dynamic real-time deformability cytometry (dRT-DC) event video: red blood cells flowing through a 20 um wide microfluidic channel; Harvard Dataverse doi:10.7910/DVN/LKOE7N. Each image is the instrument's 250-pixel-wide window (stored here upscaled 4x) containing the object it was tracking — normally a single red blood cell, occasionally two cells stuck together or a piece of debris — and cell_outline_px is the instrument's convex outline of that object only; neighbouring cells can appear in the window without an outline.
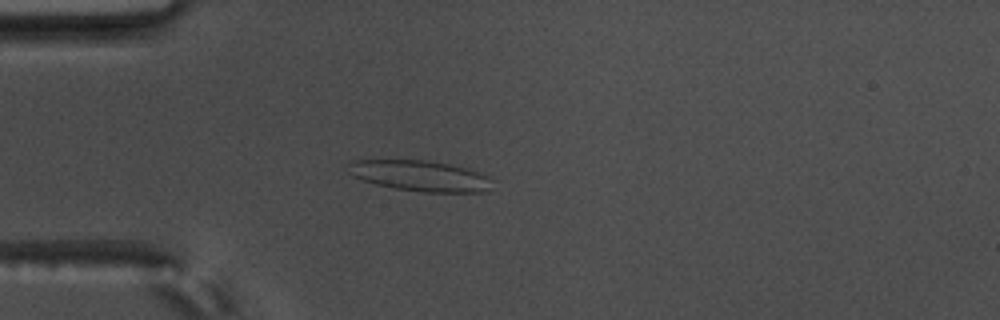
{"species": "common noctule bat (a hibernating species)", "species_latin": "Nyctalus noctula", "temperature_condition": "warm", "stored_images_in_passage": 56, "camera_frame_rate_fps": 3000, "um_per_image_px": 0.085, "animal": {"sex": "male", "body_mass_g": 17.5, "forearm_length_mm": 52.3}, "frame": {"image": 1, "passage_image": 16, "time_ms": 5.0, "image_size_px": [1000, 320], "cell_outline_px": [[492, 180], [488, 188], [484, 192], [420, 192], [396, 188], [376, 184], [352, 176], [348, 172], [348, 164], [352, 160], [428, 160], [448, 164], [464, 168], [488, 176]], "centroid_in_image_um": [35.66, 14.94], "position_along_channel_um": 49.3, "area_um2": 25.55}}
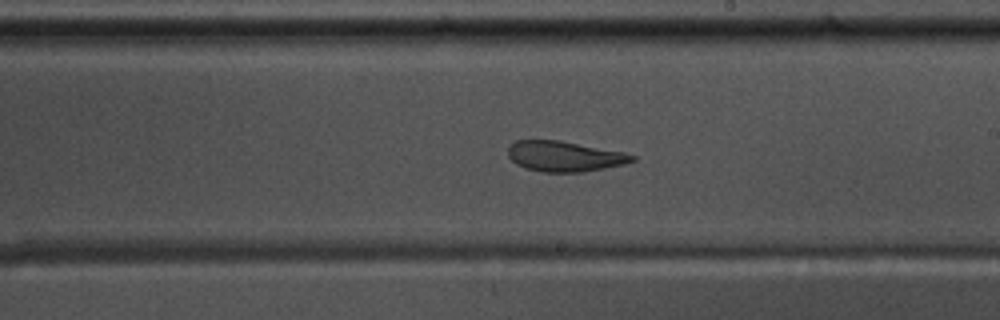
{"frame": {"image": 2, "passage_image": 33, "time_ms": 10.667, "image_size_px": [1000, 320], "cell_outline_px": [[636, 160], [624, 164], [584, 172], [540, 172], [516, 164], [508, 156], [508, 148], [516, 140], [560, 140], [624, 152], [636, 156]], "centroid_in_image_um": [47.99, 13.28], "position_along_channel_um": 241.0, "area_um2": 21.96}}
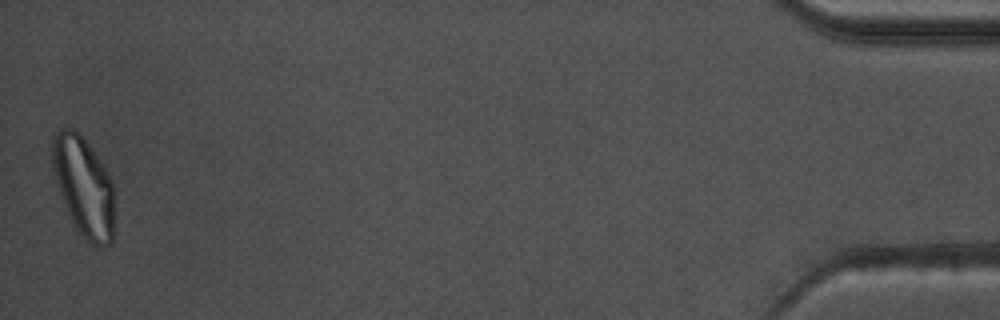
{"frame": {"image": 3, "passage_image": 56, "time_ms": 18.333, "image_size_px": [1000, 320], "cell_outline_px": [[112, 244], [100, 248], [84, 240], [76, 228], [68, 212], [60, 192], [56, 176], [52, 156], [52, 136], [60, 128], [76, 128], [80, 132], [104, 164], [112, 180]], "centroid_in_image_um": [7.12, 15.82], "position_along_channel_um": 428.1, "area_um2": 35.78}, "authors_computed_cell_mechanics": {"area_um2": 27.8018, "velocity_mm_per_s": 3.6404, "shape_relaxation_time_tau1_ms": null, "shape_relaxation_time_tau2_ms": 1.2988, "deformation_change_tau1": null, "deformation_change_tau2": 0.0949}}